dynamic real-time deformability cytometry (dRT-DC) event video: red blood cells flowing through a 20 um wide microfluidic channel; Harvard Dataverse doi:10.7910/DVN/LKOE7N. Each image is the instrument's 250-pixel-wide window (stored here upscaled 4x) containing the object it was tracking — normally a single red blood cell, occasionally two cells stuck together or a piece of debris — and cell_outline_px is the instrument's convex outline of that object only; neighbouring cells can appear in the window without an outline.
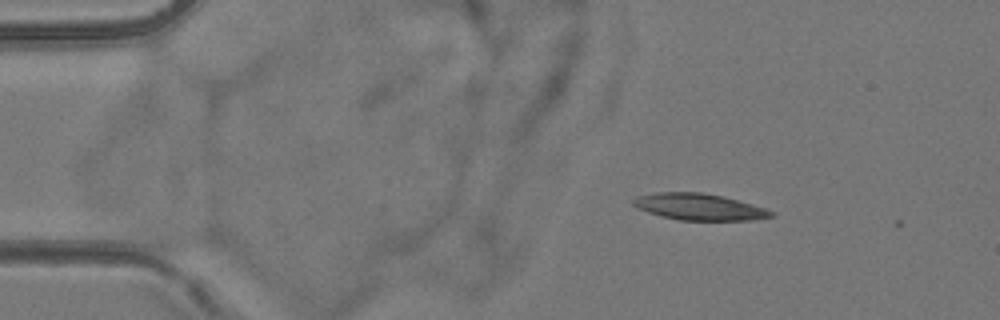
{"species": "common noctule bat (a hibernating species)", "species_latin": "Nyctalus noctula", "temperature_condition": "room temperature", "stored_images_in_passage": 4, "camera_frame_rate_fps": 3000, "um_per_image_px": 0.085, "animal": {"sex": "female", "body_mass_g": 24.6, "forearm_length_mm": 56.2}, "frame": {"image": 1, "passage_image": 2, "time_ms": 1.0, "image_size_px": [1000, 320], "cell_outline_px": [[776, 216], [752, 220], [680, 220], [648, 212], [636, 208], [632, 204], [632, 200], [640, 196], [656, 192], [700, 192], [724, 196], [752, 204], [776, 212]], "centroid_in_image_um": [59.47, 17.58], "position_along_channel_um": 25.5, "area_um2": 21.27}}